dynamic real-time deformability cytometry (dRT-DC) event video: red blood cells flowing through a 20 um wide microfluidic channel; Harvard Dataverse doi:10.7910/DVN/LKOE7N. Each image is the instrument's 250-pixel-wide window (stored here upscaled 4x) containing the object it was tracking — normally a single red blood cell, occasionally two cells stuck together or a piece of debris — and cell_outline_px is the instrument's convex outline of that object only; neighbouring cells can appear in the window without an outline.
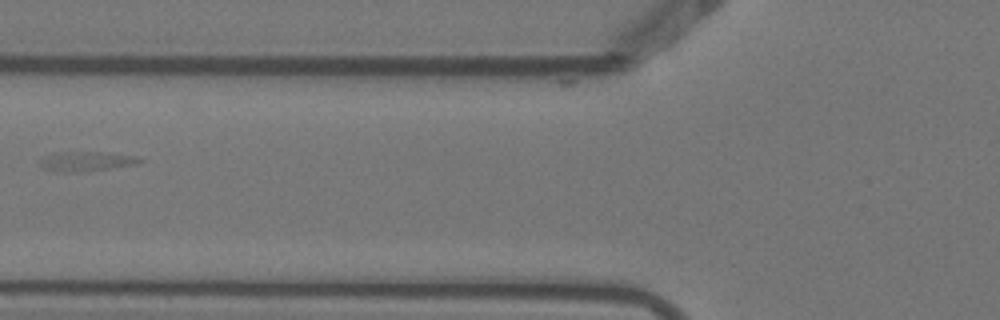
{"species": "Egyptian fruit bat (a non-hibernating species)", "species_latin": "Rousettus aegyptiacus", "temperature_condition": "warm", "stored_images_in_passage": 5, "camera_frame_rate_fps": 3000, "um_per_image_px": 0.085, "animal": {"sex": "female"}, "frame": {"image": 1, "passage_image": 5, "time_ms": 1.333, "image_size_px": [1000, 320], "cell_outline_px": [[144, 160], [136, 164], [108, 168], [76, 172], [60, 172], [44, 168], [40, 164], [40, 160], [48, 156], [68, 152], [100, 152], [132, 156]], "centroid_in_image_um": [7.34, 13.72], "position_along_channel_um": 118.5, "area_um2": 10.75}}